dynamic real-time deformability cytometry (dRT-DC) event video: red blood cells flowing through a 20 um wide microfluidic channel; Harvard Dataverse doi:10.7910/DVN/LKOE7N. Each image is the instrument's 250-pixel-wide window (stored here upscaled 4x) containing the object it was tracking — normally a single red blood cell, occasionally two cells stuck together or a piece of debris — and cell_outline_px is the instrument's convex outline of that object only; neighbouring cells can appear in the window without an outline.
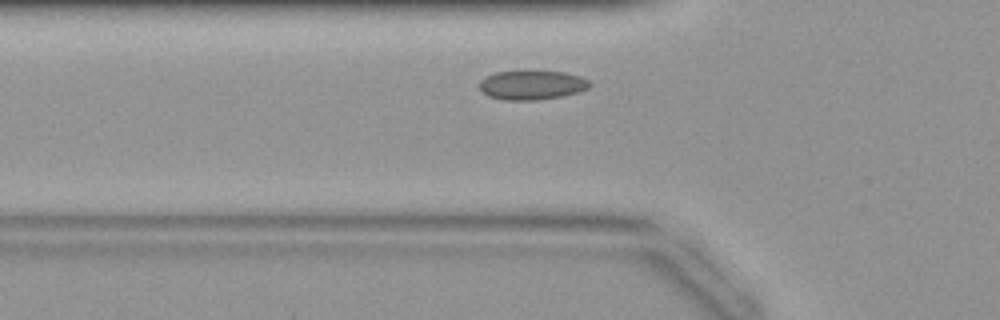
{"species": "common noctule bat (a hibernating species)", "species_latin": "Nyctalus noctula", "temperature_condition": "warm", "stored_images_in_passage": 25, "camera_frame_rate_fps": 3000, "um_per_image_px": 0.085, "animal": {"sex": "female", "body_mass_g": 19.9}, "frame": {"image": 1, "passage_image": 2, "time_ms": 0.333, "image_size_px": [1000, 320], "cell_outline_px": [[592, 84], [588, 88], [580, 92], [564, 96], [536, 100], [504, 100], [488, 96], [480, 92], [480, 80], [484, 76], [496, 72], [524, 68], [564, 72], [580, 76], [588, 80]], "centroid_in_image_um": [45.19, 7.19], "position_along_channel_um": 80.6, "area_um2": 19.77}}
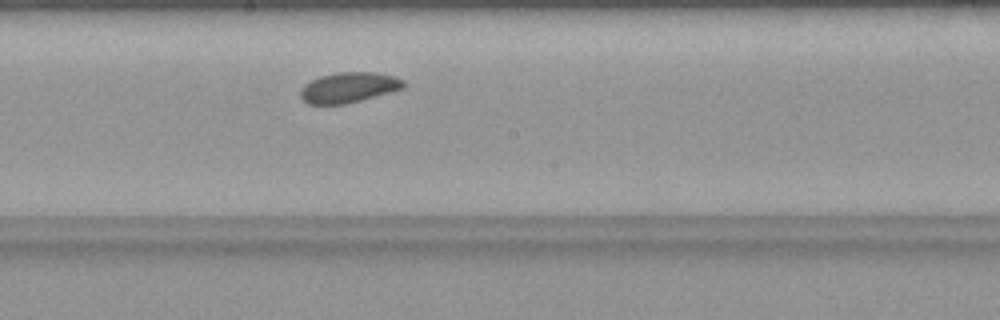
{"frame": {"image": 2, "passage_image": 11, "time_ms": 3.333, "image_size_px": [1000, 320], "cell_outline_px": [[408, 84], [404, 88], [392, 92], [344, 104], [308, 104], [300, 96], [300, 88], [304, 84], [320, 76], [336, 72], [376, 72], [396, 76], [404, 80]], "centroid_in_image_um": [29.68, 7.42], "position_along_channel_um": 218.5, "area_um2": 18.44}}
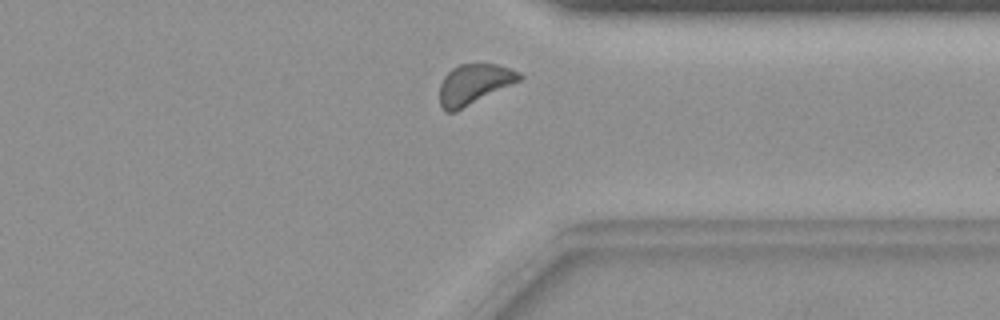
{"frame": {"image": 3, "passage_image": 21, "time_ms": 6.667, "image_size_px": [1000, 320], "cell_outline_px": [[524, 80], [456, 112], [444, 112], [440, 104], [440, 84], [444, 76], [452, 68], [460, 64], [496, 64], [512, 68], [520, 72], [524, 76]], "centroid_in_image_um": [40.36, 7.17], "position_along_channel_um": 371.0, "area_um2": 19.25}}